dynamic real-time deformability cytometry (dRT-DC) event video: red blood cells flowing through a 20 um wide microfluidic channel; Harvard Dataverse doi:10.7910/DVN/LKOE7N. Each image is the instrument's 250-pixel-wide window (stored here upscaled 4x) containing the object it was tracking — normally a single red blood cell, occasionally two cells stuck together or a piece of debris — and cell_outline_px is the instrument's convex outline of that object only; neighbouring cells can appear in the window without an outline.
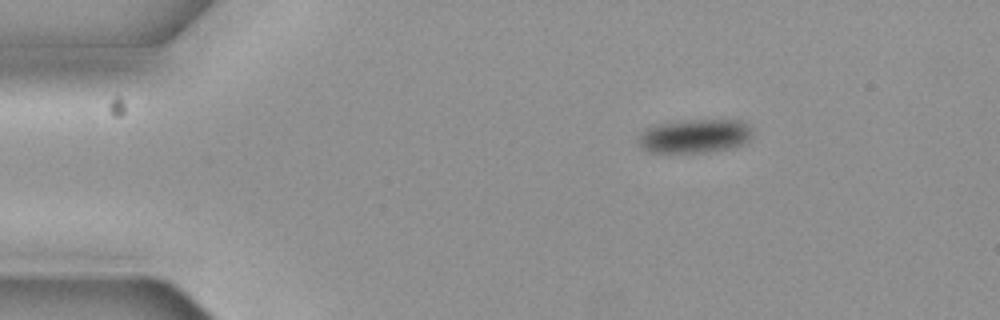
{"species": "common noctule bat (a hibernating species)", "species_latin": "Nyctalus noctula", "temperature_condition": "cold", "stored_images_in_passage": 9, "camera_frame_rate_fps": 3000, "um_per_image_px": 0.085, "animal": {"sex": "female", "body_mass_g": 19.3, "forearm_length_mm": 54.1}, "frame": {"image": 1, "passage_image": 1, "time_ms": 0.0, "image_size_px": [1000, 320], "cell_outline_px": [[752, 136], [744, 144], [736, 148], [708, 152], [648, 152], [636, 140], [636, 136], [644, 128], [652, 124], [684, 120], [740, 120], [752, 128]], "centroid_in_image_um": [59.03, 11.56], "position_along_channel_um": 26.0, "area_um2": 23.0}}
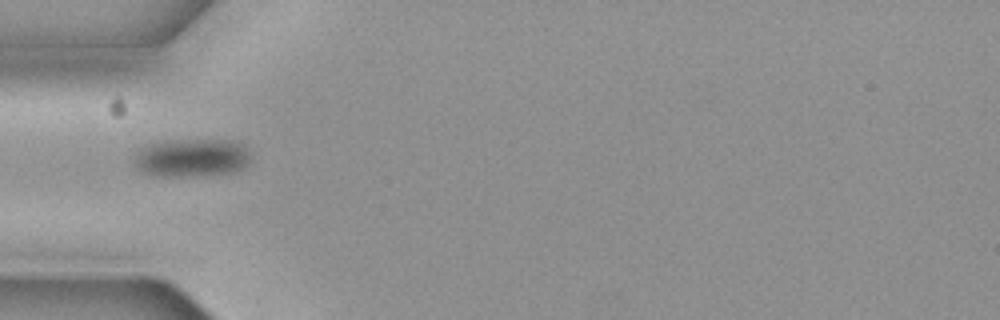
{"frame": {"image": 2, "passage_image": 4, "time_ms": 1.0, "image_size_px": [1000, 320], "cell_outline_px": [[248, 164], [244, 168], [232, 172], [208, 176], [152, 176], [136, 168], [132, 160], [136, 152], [140, 148], [148, 144], [164, 140], [232, 140], [240, 144], [248, 152]], "centroid_in_image_um": [16.23, 13.42], "position_along_channel_um": 68.8, "area_um2": 26.3}}
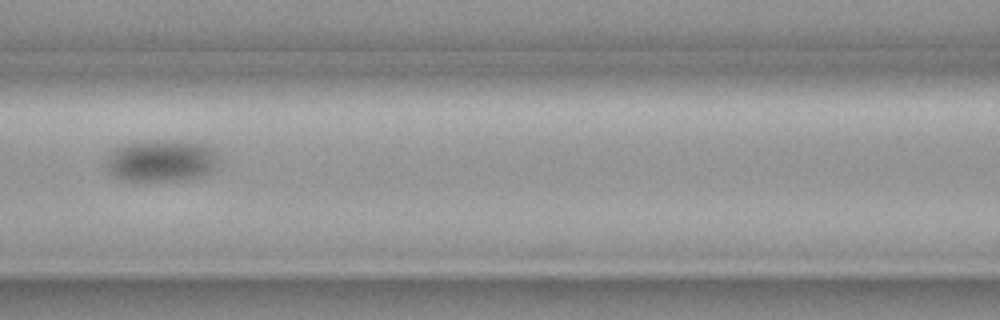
{"frame": {"image": 3, "passage_image": 6, "time_ms": 1.667, "image_size_px": [1000, 320], "cell_outline_px": [[220, 160], [216, 168], [204, 176], [172, 180], [132, 184], [116, 176], [108, 168], [104, 160], [116, 148], [124, 144], [156, 140], [176, 140], [204, 144]], "centroid_in_image_um": [13.69, 13.69], "position_along_channel_um": 152.9, "area_um2": 27.74}}